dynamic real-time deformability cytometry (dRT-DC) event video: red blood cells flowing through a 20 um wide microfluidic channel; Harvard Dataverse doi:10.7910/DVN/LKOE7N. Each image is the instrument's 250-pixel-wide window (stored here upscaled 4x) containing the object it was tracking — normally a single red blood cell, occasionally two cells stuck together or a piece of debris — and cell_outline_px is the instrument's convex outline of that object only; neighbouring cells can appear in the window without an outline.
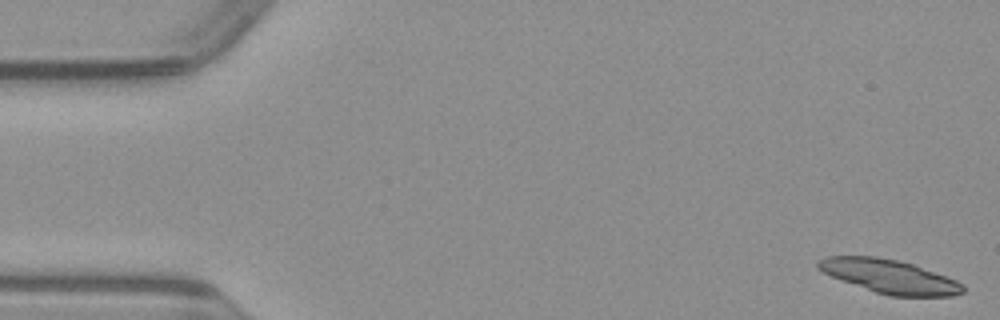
{"species": "common noctule bat (a hibernating species)", "species_latin": "Nyctalus noctula", "temperature_condition": "warm", "stored_images_in_passage": 37, "camera_frame_rate_fps": 3000, "um_per_image_px": 0.085, "animal": {"sex": "male", "body_mass_g": 23.1, "forearm_length_mm": 52.7}, "frame": {"image": 1, "passage_image": 1, "time_ms": 0.0, "image_size_px": [1000, 320], "cell_outline_px": [[964, 292], [952, 296], [888, 296], [840, 280], [816, 268], [816, 260], [824, 256], [876, 256], [900, 260], [912, 264], [956, 280], [964, 284]], "centroid_in_image_um": [75.57, 23.48], "position_along_channel_um": 9.4, "area_um2": 28.44}}
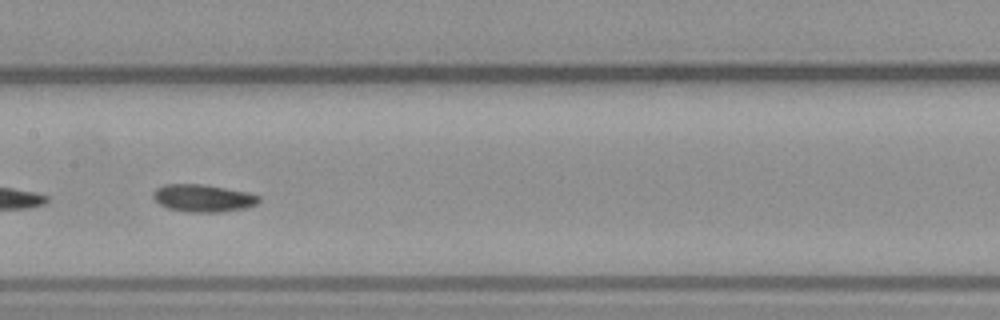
{"frame": {"image": 2, "passage_image": 25, "time_ms": 8.0, "image_size_px": [1000, 320], "cell_outline_px": [[260, 200], [256, 204], [244, 208], [220, 212], [188, 212], [168, 208], [160, 204], [152, 196], [152, 192], [156, 188], [164, 184], [204, 184], [248, 192], [260, 196]], "centroid_in_image_um": [17.25, 16.83], "position_along_channel_um": 190.2, "area_um2": 16.94}}
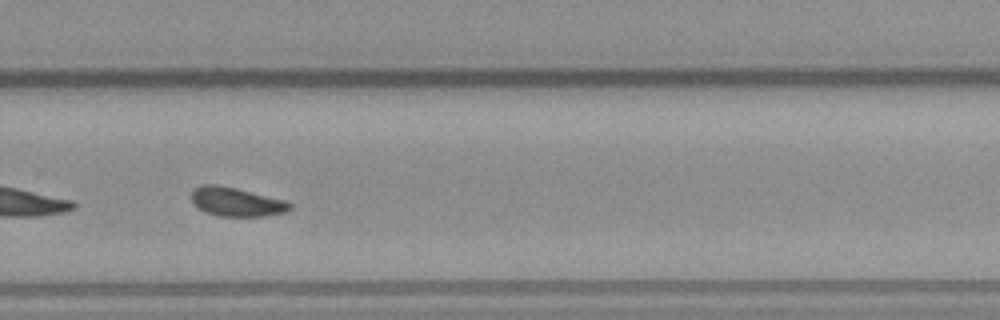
{"frame": {"image": 3, "passage_image": 34, "time_ms": 11.0, "image_size_px": [1000, 320], "cell_outline_px": [[292, 208], [288, 212], [264, 216], [220, 216], [204, 212], [192, 204], [192, 192], [196, 188], [204, 184], [216, 184], [236, 188], [288, 200], [292, 204]], "centroid_in_image_um": [20.14, 17.16], "position_along_channel_um": 309.7, "area_um2": 16.82}}